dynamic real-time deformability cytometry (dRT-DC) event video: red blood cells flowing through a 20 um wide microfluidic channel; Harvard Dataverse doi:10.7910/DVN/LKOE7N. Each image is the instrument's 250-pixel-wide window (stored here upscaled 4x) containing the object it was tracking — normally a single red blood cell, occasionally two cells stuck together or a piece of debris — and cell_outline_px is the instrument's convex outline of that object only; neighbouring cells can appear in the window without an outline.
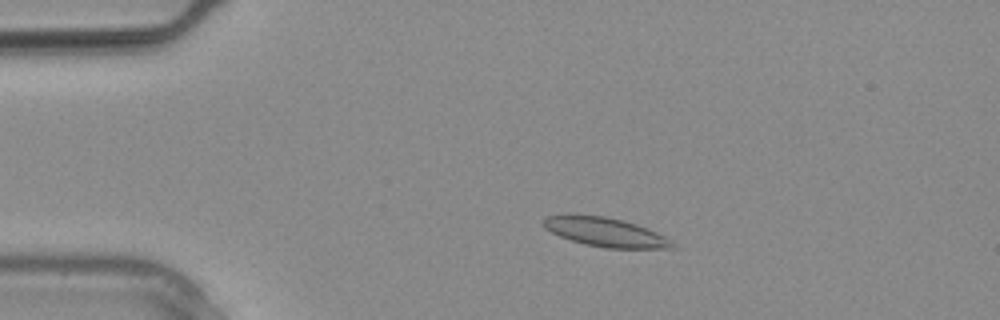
{"species": "common noctule bat (a hibernating species)", "species_latin": "Nyctalus noctula", "temperature_condition": "warm", "stored_images_in_passage": 19, "camera_frame_rate_fps": 3000, "um_per_image_px": 0.085, "animal": {"sex": "male", "body_mass_g": 20.4}, "frame": {"image": 1, "passage_image": 6, "time_ms": 1.667, "image_size_px": [1000, 320], "cell_outline_px": [[676, 248], [604, 248], [584, 244], [560, 236], [544, 228], [540, 224], [540, 220], [548, 216], [564, 212], [572, 212], [604, 216], [624, 220], [648, 228], [672, 240]], "centroid_in_image_um": [51.36, 19.68], "position_along_channel_um": 33.6, "area_um2": 22.48}}
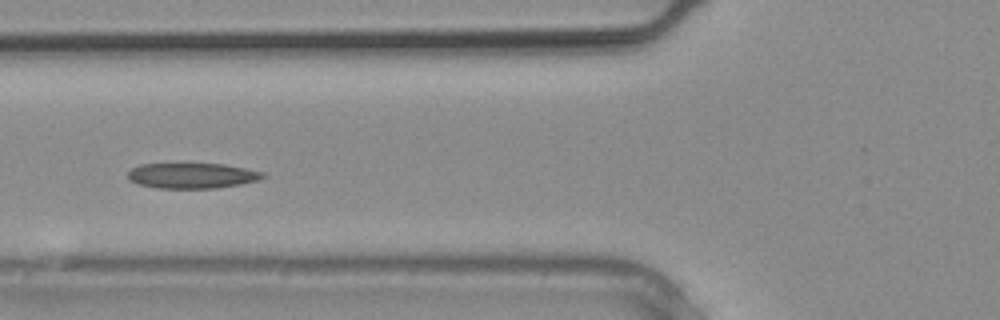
{"frame": {"image": 2, "passage_image": 11, "time_ms": 3.333, "image_size_px": [1000, 320], "cell_outline_px": [[268, 176], [260, 180], [240, 184], [216, 188], [156, 188], [140, 184], [128, 180], [128, 172], [132, 168], [140, 164], [224, 164], [264, 172]], "centroid_in_image_um": [16.36, 14.93], "position_along_channel_um": 109.4, "area_um2": 20.0}}